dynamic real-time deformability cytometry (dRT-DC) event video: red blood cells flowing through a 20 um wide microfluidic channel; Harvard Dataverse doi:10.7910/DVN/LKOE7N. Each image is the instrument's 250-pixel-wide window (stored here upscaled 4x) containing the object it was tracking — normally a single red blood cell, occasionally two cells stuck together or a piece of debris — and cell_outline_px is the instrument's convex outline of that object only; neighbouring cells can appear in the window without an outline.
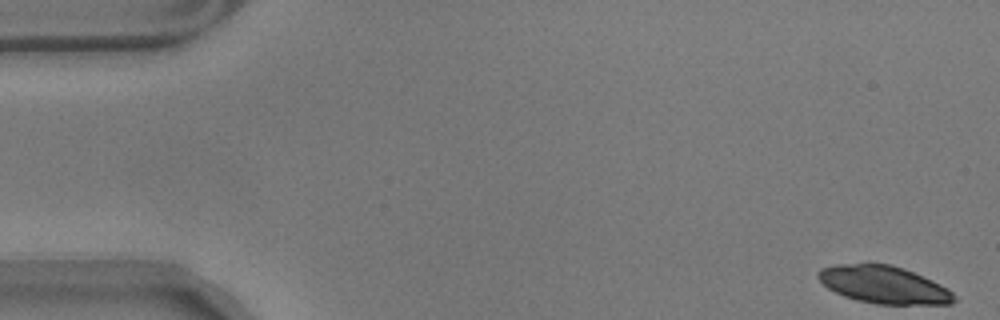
{"species": "common noctule bat (a hibernating species)", "species_latin": "Nyctalus noctula", "temperature_condition": "warm", "stored_images_in_passage": 56, "camera_frame_rate_fps": 3000, "um_per_image_px": 0.085, "animal": {"sex": "male", "body_mass_g": 17.9}, "frame": {"image": 1, "passage_image": 1, "time_ms": 0.0, "image_size_px": [1000, 320], "cell_outline_px": [[960, 300], [952, 304], [876, 304], [856, 300], [844, 296], [828, 288], [816, 276], [820, 268], [836, 264], [892, 264], [904, 268], [940, 284], [948, 288]], "centroid_in_image_um": [75.15, 24.21], "position_along_channel_um": 9.8, "area_um2": 29.77}}